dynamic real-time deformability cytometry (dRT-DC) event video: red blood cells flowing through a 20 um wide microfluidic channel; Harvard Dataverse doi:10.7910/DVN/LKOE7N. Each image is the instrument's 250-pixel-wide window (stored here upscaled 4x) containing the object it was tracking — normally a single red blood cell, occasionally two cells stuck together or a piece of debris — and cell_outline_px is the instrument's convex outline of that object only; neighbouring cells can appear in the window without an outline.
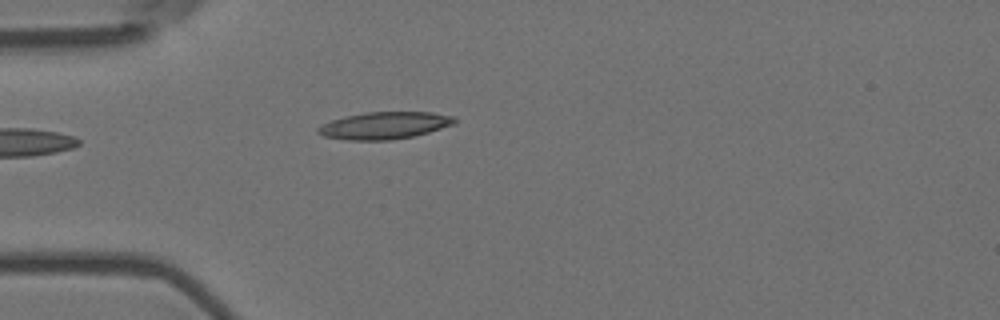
{"species": "Egyptian fruit bat (a non-hibernating species)", "species_latin": "Rousettus aegyptiacus", "temperature_condition": "room temperature", "stored_images_in_passage": 5, "camera_frame_rate_fps": 3000, "um_per_image_px": 0.085, "animal": {"sex": "female"}, "frame": {"image": 1, "passage_image": 5, "time_ms": 1.333, "image_size_px": [1000, 320], "cell_outline_px": [[456, 120], [452, 124], [428, 132], [412, 136], [388, 140], [348, 140], [324, 136], [316, 132], [316, 128], [332, 120], [344, 116], [364, 112], [432, 112], [456, 116]], "centroid_in_image_um": [32.66, 10.65], "position_along_channel_um": 52.3, "area_um2": 21.44}}